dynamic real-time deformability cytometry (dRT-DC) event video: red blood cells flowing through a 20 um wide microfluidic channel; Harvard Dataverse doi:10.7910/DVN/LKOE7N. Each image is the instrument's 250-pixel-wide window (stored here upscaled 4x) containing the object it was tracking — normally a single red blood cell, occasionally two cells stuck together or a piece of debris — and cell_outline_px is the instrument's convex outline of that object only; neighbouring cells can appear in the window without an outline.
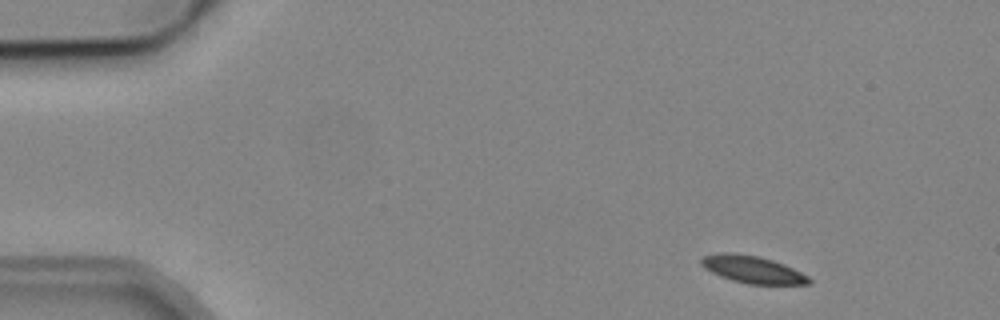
{"species": "common noctule bat (a hibernating species)", "species_latin": "Nyctalus noctula", "temperature_condition": "cold", "stored_images_in_passage": 9, "camera_frame_rate_fps": 3000, "um_per_image_px": 0.085, "animal": {"sex": "male", "body_mass_g": 19.2, "forearm_length_mm": 51.8}, "frame": {"image": 1, "passage_image": 1, "time_ms": 0.0, "image_size_px": [1000, 320], "cell_outline_px": [[812, 284], [748, 284], [732, 280], [720, 276], [704, 268], [700, 264], [700, 260], [704, 256], [720, 252], [732, 252], [756, 256], [772, 260], [784, 264], [808, 276], [812, 280]], "centroid_in_image_um": [63.95, 22.9], "position_along_channel_um": 21.0, "area_um2": 17.05}}
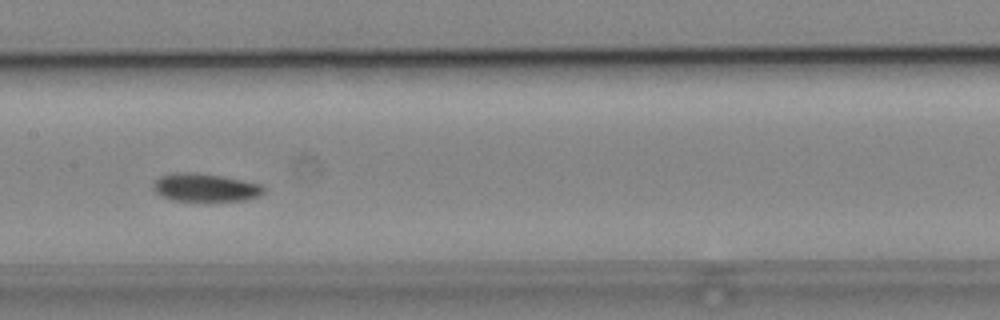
{"frame": {"image": 2, "passage_image": 7, "time_ms": 7.0, "image_size_px": [1000, 320], "cell_outline_px": [[264, 192], [256, 196], [244, 200], [172, 200], [156, 192], [152, 188], [152, 184], [160, 176], [172, 172], [196, 172], [220, 176], [260, 184], [264, 188]], "centroid_in_image_um": [17.38, 15.92], "position_along_channel_um": 190.0, "area_um2": 17.69}}
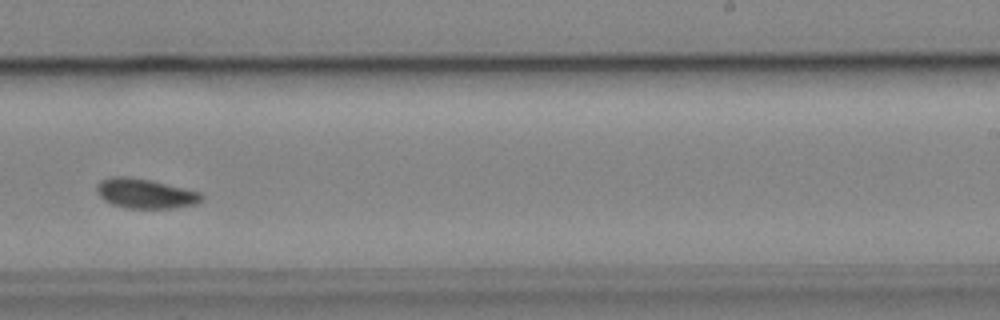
{"frame": {"image": 3, "passage_image": 9, "time_ms": 9.333, "image_size_px": [1000, 320], "cell_outline_px": [[204, 196], [196, 204], [172, 208], [124, 208], [112, 204], [104, 200], [96, 192], [96, 184], [100, 180], [112, 176], [128, 176], [152, 180], [200, 192]], "centroid_in_image_um": [12.3, 16.44], "position_along_channel_um": 276.7, "area_um2": 18.26}}